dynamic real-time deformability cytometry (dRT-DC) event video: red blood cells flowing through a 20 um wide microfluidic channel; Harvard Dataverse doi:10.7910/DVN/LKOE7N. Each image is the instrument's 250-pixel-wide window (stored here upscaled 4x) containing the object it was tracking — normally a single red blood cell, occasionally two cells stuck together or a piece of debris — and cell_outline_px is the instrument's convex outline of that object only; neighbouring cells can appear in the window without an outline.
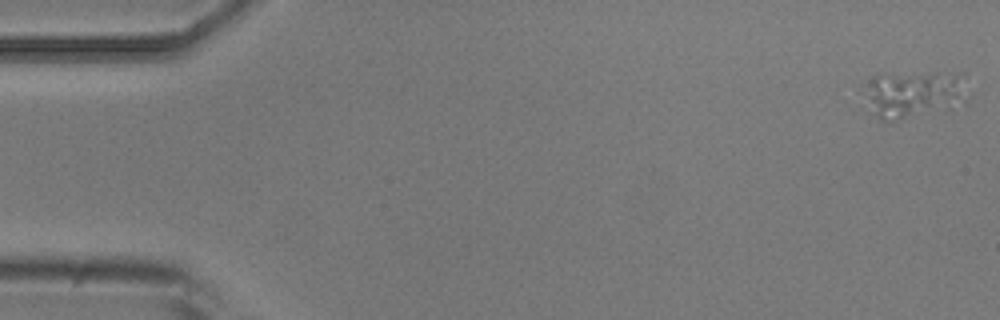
{"species": "common noctule bat (a hibernating species)", "species_latin": "Nyctalus noctula", "temperature_condition": "room temperature", "stored_images_in_passage": 6, "segment_of_instrument_passage": [1, 2], "camera_frame_rate_fps": 3000, "um_per_image_px": 0.085, "animal": {"sex": "male", "body_mass_g": 20.5, "forearm_length_mm": 52.5}, "frame": {"image": 1, "passage_image": 1, "time_ms": 0.0, "image_size_px": [1000, 320], "cell_outline_px": [[968, 104], [948, 112], [900, 120], [880, 120], [876, 112], [872, 100], [872, 76], [932, 72], [936, 72], [956, 76]], "centroid_in_image_um": [77.84, 8.09], "position_along_channel_um": 7.2, "area_um2": 26.93}}